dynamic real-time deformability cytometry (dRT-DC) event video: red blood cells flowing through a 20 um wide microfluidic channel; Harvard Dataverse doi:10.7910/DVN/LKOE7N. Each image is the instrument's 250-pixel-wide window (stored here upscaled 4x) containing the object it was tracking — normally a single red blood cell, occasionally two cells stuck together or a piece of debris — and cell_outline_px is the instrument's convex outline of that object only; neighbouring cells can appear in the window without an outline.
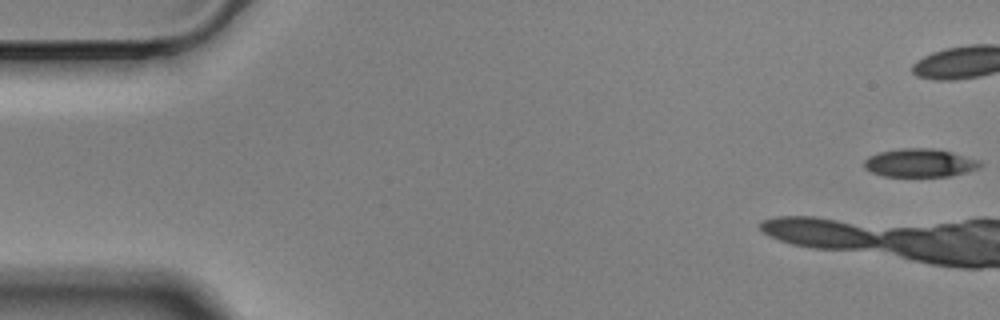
{"species": "Egyptian fruit bat (a non-hibernating species)", "species_latin": "Rousettus aegyptiacus", "temperature_condition": "cold", "stored_images_in_passage": 7, "camera_frame_rate_fps": 3000, "um_per_image_px": 0.085, "animal": {"sex": "male"}, "frame": {"image": 1, "passage_image": 1, "time_ms": 0.0, "image_size_px": [1000, 320], "cell_outline_px": [[984, 164], [980, 168], [948, 176], [884, 176], [872, 172], [864, 168], [864, 160], [868, 156], [880, 152], [900, 148], [932, 148], [952, 152], [980, 160]], "centroid_in_image_um": [78.19, 13.84], "position_along_channel_um": 6.8, "area_um2": 19.13}}